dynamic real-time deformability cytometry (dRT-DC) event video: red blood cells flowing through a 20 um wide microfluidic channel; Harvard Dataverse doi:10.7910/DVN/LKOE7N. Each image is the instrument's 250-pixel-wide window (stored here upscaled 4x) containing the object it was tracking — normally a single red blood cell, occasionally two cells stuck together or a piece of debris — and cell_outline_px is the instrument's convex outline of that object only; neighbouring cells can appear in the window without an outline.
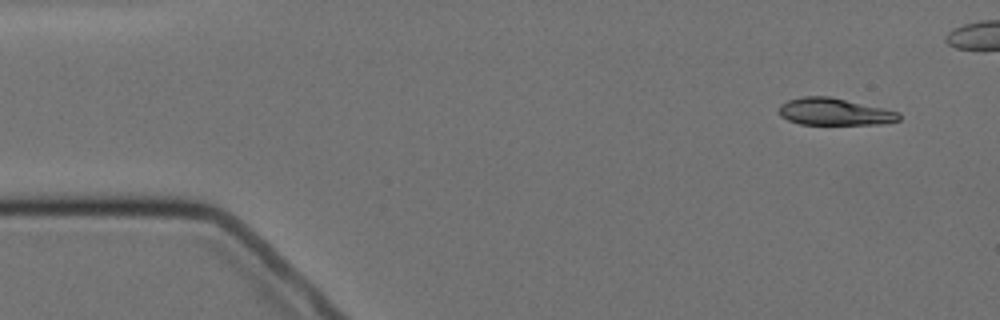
{"species": "Egyptian fruit bat (a non-hibernating species)", "species_latin": "Rousettus aegyptiacus", "temperature_condition": "cold", "stored_images_in_passage": 10, "segment_of_instrument_passage": [1, 2], "camera_frame_rate_fps": 3000, "um_per_image_px": 0.085, "animal": {"sex": "female"}, "frame": {"image": 1, "passage_image": 1, "time_ms": 0.0, "image_size_px": [1000, 320], "cell_outline_px": [[900, 120], [880, 124], [800, 124], [788, 120], [780, 116], [780, 104], [788, 100], [804, 96], [828, 96], [900, 112]], "centroid_in_image_um": [70.91, 9.5], "position_along_channel_um": 14.1, "area_um2": 18.73}}
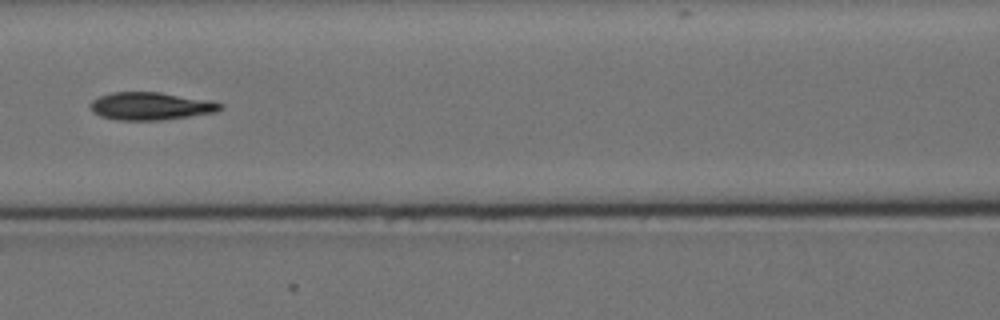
{"frame": {"image": 2, "passage_image": 7, "time_ms": 6.667, "image_size_px": [1000, 320], "cell_outline_px": [[224, 108], [216, 112], [164, 120], [116, 120], [100, 116], [92, 112], [88, 104], [92, 100], [100, 96], [112, 92], [160, 92], [212, 100], [224, 104]], "centroid_in_image_um": [12.83, 9.02], "position_along_channel_um": 153.8, "area_um2": 21.33}}
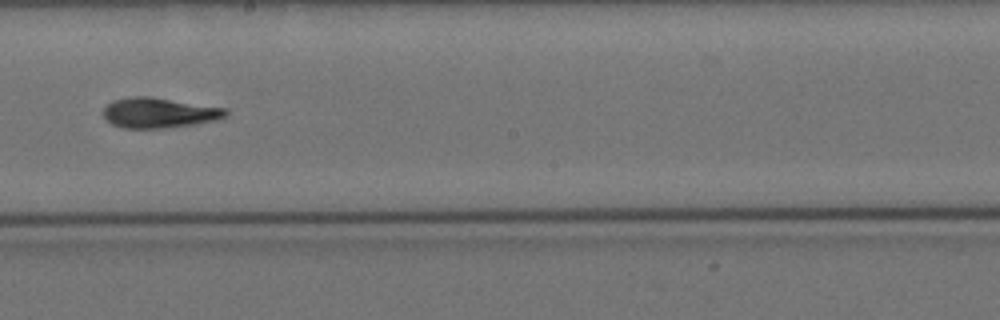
{"frame": {"image": 3, "passage_image": 9, "time_ms": 9.0, "image_size_px": [1000, 320], "cell_outline_px": [[228, 112], [224, 116], [216, 120], [192, 124], [164, 128], [120, 128], [112, 124], [104, 116], [104, 108], [112, 100], [132, 96], [148, 96], [228, 108]], "centroid_in_image_um": [13.51, 9.58], "position_along_channel_um": 234.7, "area_um2": 21.44}}